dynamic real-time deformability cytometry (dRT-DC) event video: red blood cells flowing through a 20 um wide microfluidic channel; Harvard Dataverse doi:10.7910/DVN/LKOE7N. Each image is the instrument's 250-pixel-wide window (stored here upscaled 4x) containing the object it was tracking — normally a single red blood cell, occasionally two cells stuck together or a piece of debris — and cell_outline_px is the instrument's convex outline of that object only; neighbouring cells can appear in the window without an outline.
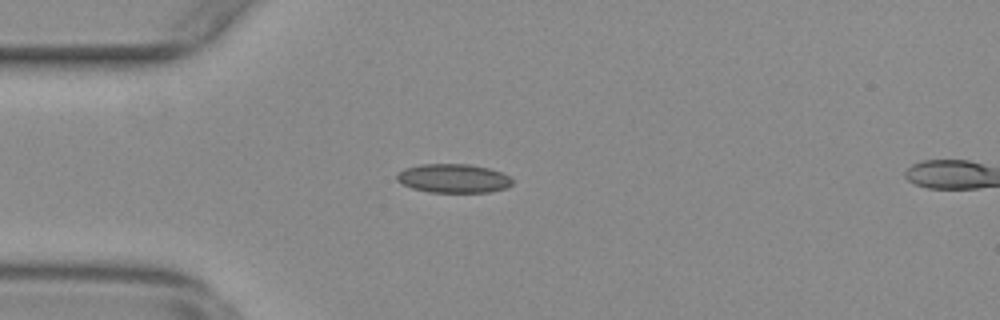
{"species": "common noctule bat (a hibernating species)", "species_latin": "Nyctalus noctula", "temperature_condition": "warm", "stored_images_in_passage": 6, "camera_frame_rate_fps": 3000, "um_per_image_px": 0.085, "animal": {"sex": "female", "body_mass_g": 29.2, "forearm_length_mm": 56.3}, "frame": {"image": 1, "passage_image": 4, "time_ms": 1.0, "image_size_px": [1000, 320], "cell_outline_px": [[512, 184], [504, 188], [488, 192], [428, 192], [412, 188], [396, 180], [396, 172], [404, 168], [420, 164], [468, 164], [488, 168], [500, 172], [508, 176], [512, 180]], "centroid_in_image_um": [38.48, 15.15], "position_along_channel_um": 46.5, "area_um2": 19.36}}